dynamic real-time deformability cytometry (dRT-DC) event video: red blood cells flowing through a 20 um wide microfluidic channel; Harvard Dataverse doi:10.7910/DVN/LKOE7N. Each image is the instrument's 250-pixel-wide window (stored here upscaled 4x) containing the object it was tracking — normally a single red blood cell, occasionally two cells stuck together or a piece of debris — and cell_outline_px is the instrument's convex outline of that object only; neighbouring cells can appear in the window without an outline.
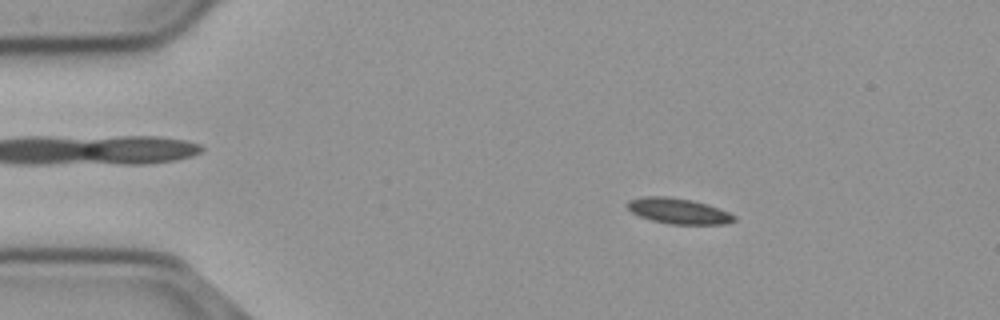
{"species": "common noctule bat (a hibernating species)", "species_latin": "Nyctalus noctula", "temperature_condition": "cold", "stored_images_in_passage": 51, "camera_frame_rate_fps": 3000, "um_per_image_px": 0.085, "animal": {"sex": "male", "body_mass_g": 23.1, "forearm_length_mm": 52.7}, "frame": {"image": 1, "passage_image": 5, "time_ms": 1.333, "image_size_px": [1000, 320], "cell_outline_px": [[736, 220], [728, 224], [668, 224], [652, 220], [640, 216], [632, 212], [624, 204], [628, 200], [640, 196], [668, 196], [692, 200], [708, 204], [728, 212], [736, 216]], "centroid_in_image_um": [57.65, 17.92], "position_along_channel_um": 27.4, "area_um2": 16.13}}
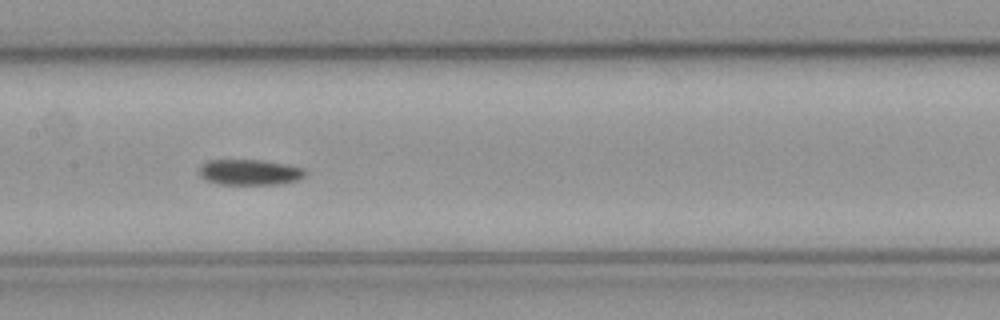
{"frame": {"image": 2, "passage_image": 23, "time_ms": 7.333, "image_size_px": [1000, 320], "cell_outline_px": [[308, 172], [304, 176], [296, 180], [284, 184], [220, 184], [204, 180], [200, 176], [200, 168], [208, 160], [264, 160], [288, 164], [304, 168]], "centroid_in_image_um": [21.27, 14.64], "position_along_channel_um": 186.1, "area_um2": 15.95}}
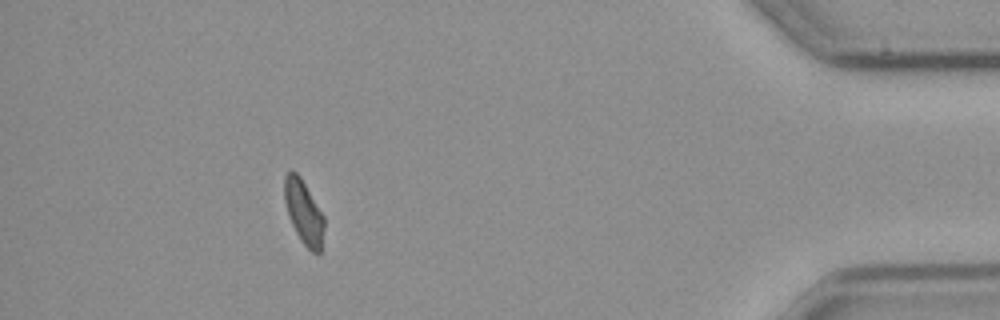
{"frame": {"image": 3, "passage_image": 46, "time_ms": 15.0, "image_size_px": [1000, 320], "cell_outline_px": [[324, 228], [320, 252], [312, 252], [300, 240], [288, 216], [284, 200], [284, 176], [288, 172], [296, 172], [300, 176], [324, 216]], "centroid_in_image_um": [25.8, 18.02], "position_along_channel_um": 409.4, "area_um2": 14.62}}